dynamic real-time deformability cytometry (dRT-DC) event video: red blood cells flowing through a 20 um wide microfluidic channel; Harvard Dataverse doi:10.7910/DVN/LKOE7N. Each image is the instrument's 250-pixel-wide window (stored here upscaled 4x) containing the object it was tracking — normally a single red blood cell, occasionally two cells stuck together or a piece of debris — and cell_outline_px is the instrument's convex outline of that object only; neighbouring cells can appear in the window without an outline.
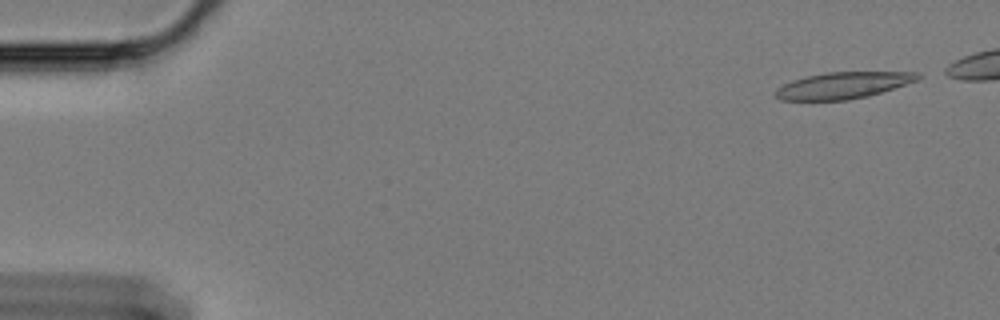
{"species": "Egyptian fruit bat (a non-hibernating species)", "species_latin": "Rousettus aegyptiacus", "temperature_condition": "cold", "stored_images_in_passage": 53, "camera_frame_rate_fps": 3000, "um_per_image_px": 0.085, "animal": {"sex": "female"}, "frame": {"image": 1, "passage_image": 2, "time_ms": 0.333, "image_size_px": [1000, 320], "cell_outline_px": [[920, 76], [916, 80], [868, 96], [848, 100], [780, 100], [776, 96], [776, 88], [792, 80], [804, 76], [824, 72], [920, 72]], "centroid_in_image_um": [71.6, 7.25], "position_along_channel_um": 13.4, "area_um2": 21.79}}
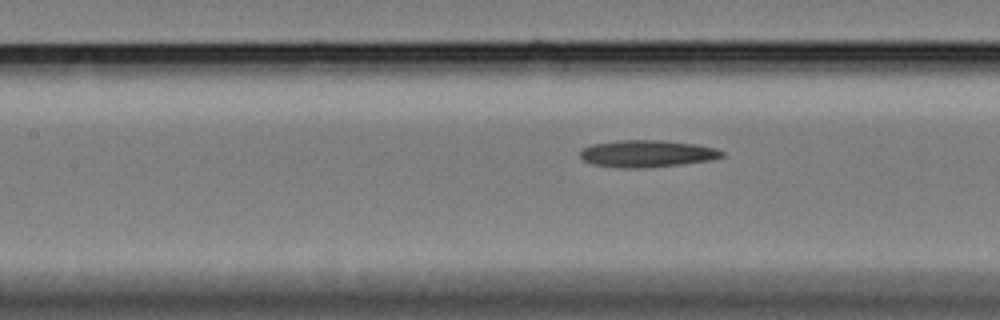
{"frame": {"image": 2, "passage_image": 25, "time_ms": 8.0, "image_size_px": [1000, 320], "cell_outline_px": [[724, 156], [712, 160], [684, 164], [644, 168], [620, 168], [592, 164], [584, 160], [580, 156], [580, 152], [584, 148], [592, 144], [620, 140], [664, 140], [696, 144], [716, 148], [724, 152]], "centroid_in_image_um": [55.03, 13.06], "position_along_channel_um": 152.4, "area_um2": 22.48}}
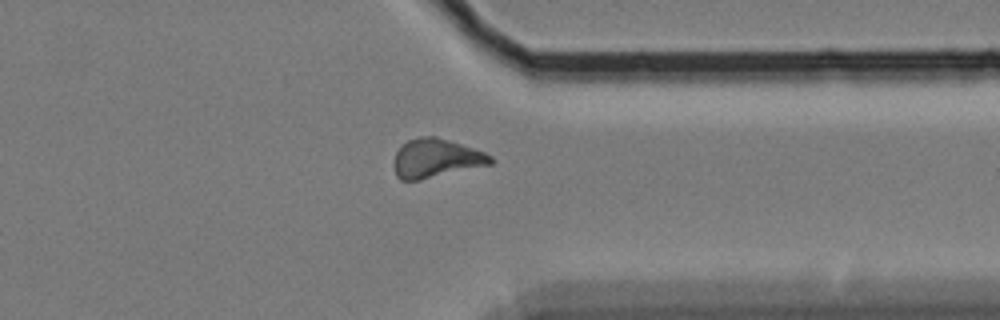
{"frame": {"image": 3, "passage_image": 45, "time_ms": 14.667, "image_size_px": [1000, 320], "cell_outline_px": [[496, 160], [492, 164], [420, 180], [400, 180], [396, 176], [392, 164], [396, 152], [400, 144], [408, 140], [420, 136], [436, 136], [484, 152], [492, 156]], "centroid_in_image_um": [37.03, 13.46], "position_along_channel_um": 374.4, "area_um2": 22.08}}